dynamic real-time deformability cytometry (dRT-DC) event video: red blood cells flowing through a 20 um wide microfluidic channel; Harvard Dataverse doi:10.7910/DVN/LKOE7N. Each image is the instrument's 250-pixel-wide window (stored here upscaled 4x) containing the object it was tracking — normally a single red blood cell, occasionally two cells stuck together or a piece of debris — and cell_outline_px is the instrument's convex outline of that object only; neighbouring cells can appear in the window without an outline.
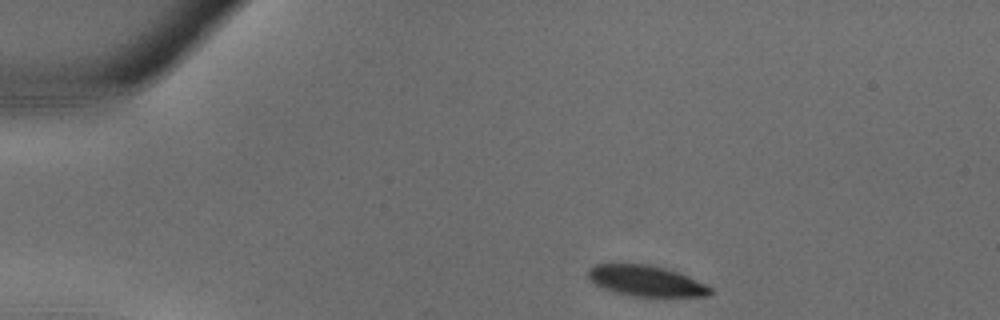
{"species": "common noctule bat (a hibernating species)", "species_latin": "Nyctalus noctula", "temperature_condition": "warm", "stored_images_in_passage": 30, "camera_frame_rate_fps": 3000, "um_per_image_px": 0.085, "animal": {"sex": "male", "body_mass_g": 18.8}, "frame": {"image": 1, "passage_image": 1, "time_ms": 0.0, "image_size_px": [1000, 320], "cell_outline_px": [[712, 292], [708, 296], [636, 296], [616, 292], [604, 288], [588, 280], [588, 268], [596, 264], [616, 260], [648, 264], [668, 268], [680, 272], [712, 288]], "centroid_in_image_um": [54.83, 23.81], "position_along_channel_um": 30.2, "area_um2": 22.54}}
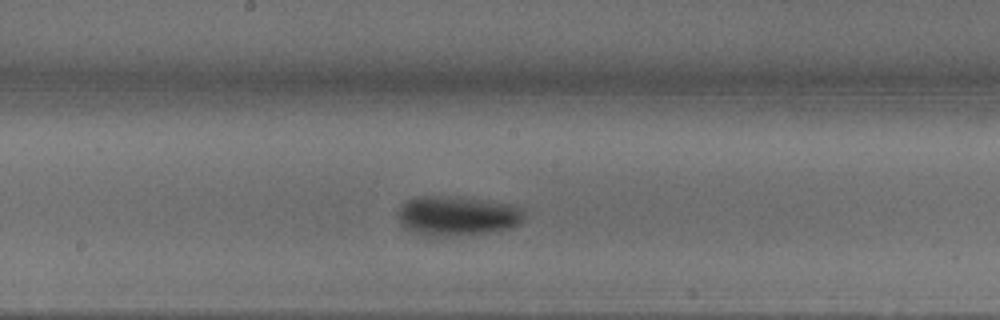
{"frame": {"image": 2, "passage_image": 14, "time_ms": 4.333, "image_size_px": [1000, 320], "cell_outline_px": [[524, 220], [520, 224], [512, 228], [440, 240], [420, 236], [404, 228], [400, 224], [400, 204], [416, 196], [448, 196], [508, 204], [524, 208]], "centroid_in_image_um": [38.83, 18.41], "position_along_channel_um": 209.4, "area_um2": 30.0}}
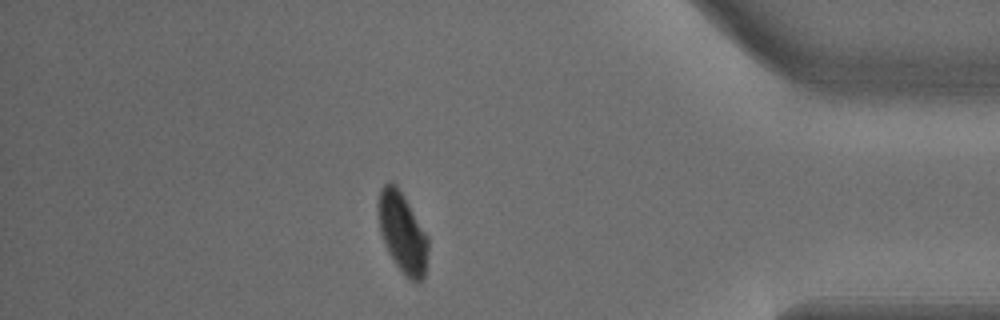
{"frame": {"image": 3, "passage_image": 26, "time_ms": 8.333, "image_size_px": [1000, 320], "cell_outline_px": [[428, 252], [424, 280], [416, 284], [404, 276], [400, 272], [388, 252], [384, 244], [380, 232], [376, 212], [376, 204], [380, 188], [388, 180], [392, 180], [396, 184], [404, 196], [428, 236]], "centroid_in_image_um": [34.18, 19.78], "position_along_channel_um": 401.0, "area_um2": 24.16}}